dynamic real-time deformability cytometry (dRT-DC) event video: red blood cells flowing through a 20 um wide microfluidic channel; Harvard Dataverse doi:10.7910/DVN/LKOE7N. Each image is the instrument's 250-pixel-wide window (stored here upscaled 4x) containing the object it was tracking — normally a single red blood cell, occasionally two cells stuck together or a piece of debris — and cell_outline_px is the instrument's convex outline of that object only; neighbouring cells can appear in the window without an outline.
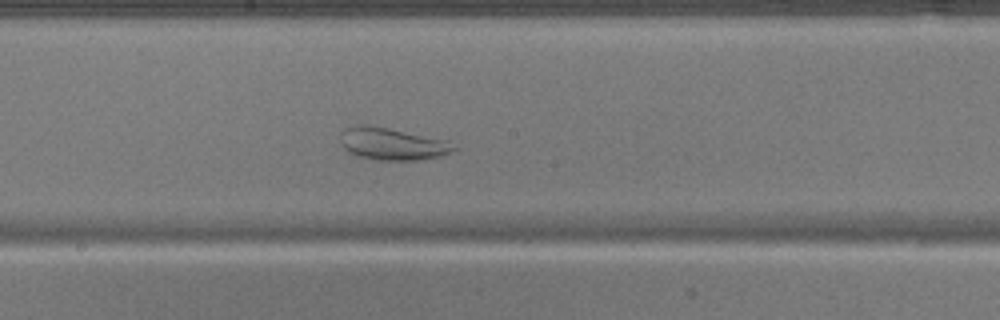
{"species": "common noctule bat (a hibernating species)", "species_latin": "Nyctalus noctula", "temperature_condition": "warm", "stored_images_in_passage": 43, "camera_frame_rate_fps": 3000, "um_per_image_px": 0.085, "animal": {"sex": "male", "body_mass_g": 17.9}, "frame": {"image": 1, "passage_image": 19, "time_ms": 6.0, "image_size_px": [1000, 320], "cell_outline_px": [[456, 148], [448, 152], [424, 160], [372, 160], [352, 156], [340, 144], [340, 140], [344, 128], [356, 124], [368, 124], [448, 140]], "centroid_in_image_um": [33.24, 12.23], "position_along_channel_um": 215.0, "area_um2": 21.5}}